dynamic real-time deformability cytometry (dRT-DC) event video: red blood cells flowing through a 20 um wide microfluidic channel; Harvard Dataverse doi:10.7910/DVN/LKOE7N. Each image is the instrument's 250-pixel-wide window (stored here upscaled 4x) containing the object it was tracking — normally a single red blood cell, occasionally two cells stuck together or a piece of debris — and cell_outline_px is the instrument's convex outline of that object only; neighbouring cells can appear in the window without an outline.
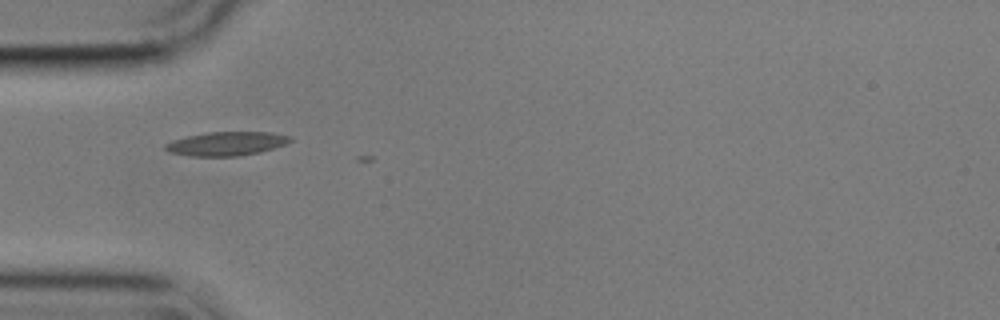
{"species": "common noctule bat (a hibernating species)", "species_latin": "Nyctalus noctula", "temperature_condition": "cold", "stored_images_in_passage": 2, "camera_frame_rate_fps": 3000, "um_per_image_px": 0.085, "animal": {"sex": "male", "body_mass_g": 17.9}, "frame": {"image": 1, "passage_image": 1, "time_ms": 0.0, "image_size_px": [1000, 320], "cell_outline_px": [[292, 140], [284, 144], [260, 152], [240, 156], [192, 156], [168, 152], [164, 148], [164, 144], [172, 140], [188, 136], [208, 132], [272, 132], [292, 136]], "centroid_in_image_um": [19.24, 12.21], "position_along_channel_um": 65.8, "area_um2": 17.34}}